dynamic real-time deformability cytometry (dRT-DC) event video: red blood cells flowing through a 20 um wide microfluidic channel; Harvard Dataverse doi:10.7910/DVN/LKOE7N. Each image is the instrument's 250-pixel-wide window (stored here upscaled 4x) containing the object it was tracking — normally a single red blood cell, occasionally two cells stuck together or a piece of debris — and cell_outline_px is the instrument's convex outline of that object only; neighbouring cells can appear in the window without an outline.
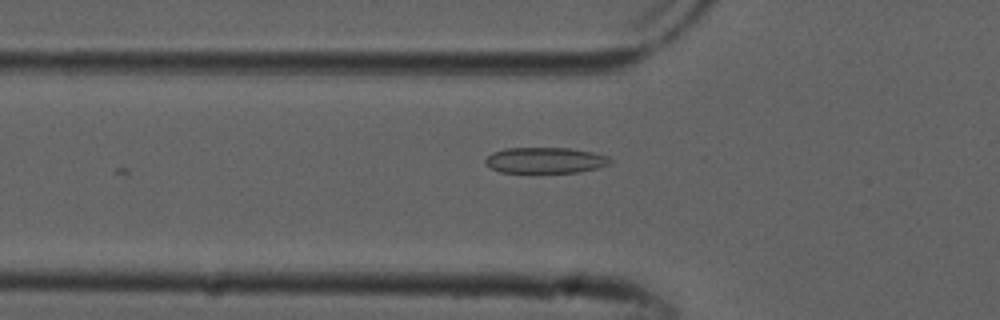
{"species": "common noctule bat (a hibernating species)", "species_latin": "Nyctalus noctula", "temperature_condition": "cold", "stored_images_in_passage": 7, "camera_frame_rate_fps": 3000, "um_per_image_px": 0.085, "animal": {"sex": "male", "forearm_length_mm": 52.5}, "frame": {"image": 1, "passage_image": 2, "time_ms": 0.333, "image_size_px": [1000, 320], "cell_outline_px": [[612, 160], [608, 164], [596, 168], [580, 172], [500, 172], [492, 168], [484, 160], [492, 152], [504, 148], [568, 148], [592, 152], [608, 156]], "centroid_in_image_um": [46.34, 13.62], "position_along_channel_um": 79.5, "area_um2": 18.61}}
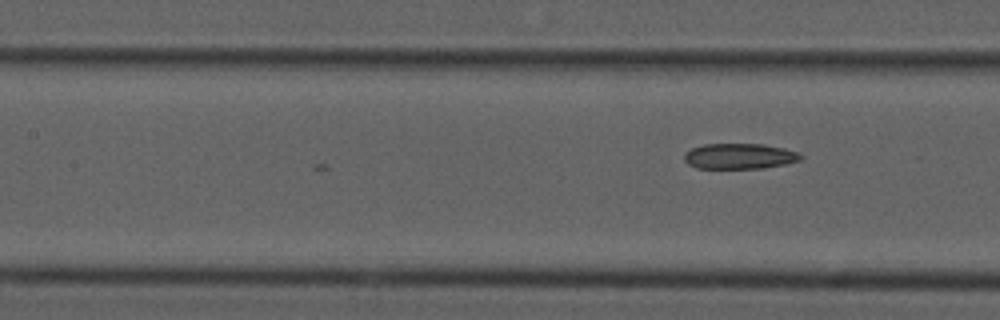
{"frame": {"image": 2, "passage_image": 7, "time_ms": 2.0, "image_size_px": [1000, 320], "cell_outline_px": [[804, 156], [800, 160], [784, 164], [764, 168], [696, 168], [688, 164], [684, 160], [684, 156], [692, 148], [704, 144], [764, 144], [784, 148], [796, 152]], "centroid_in_image_um": [62.87, 13.28], "position_along_channel_um": 144.5, "area_um2": 17.22}}